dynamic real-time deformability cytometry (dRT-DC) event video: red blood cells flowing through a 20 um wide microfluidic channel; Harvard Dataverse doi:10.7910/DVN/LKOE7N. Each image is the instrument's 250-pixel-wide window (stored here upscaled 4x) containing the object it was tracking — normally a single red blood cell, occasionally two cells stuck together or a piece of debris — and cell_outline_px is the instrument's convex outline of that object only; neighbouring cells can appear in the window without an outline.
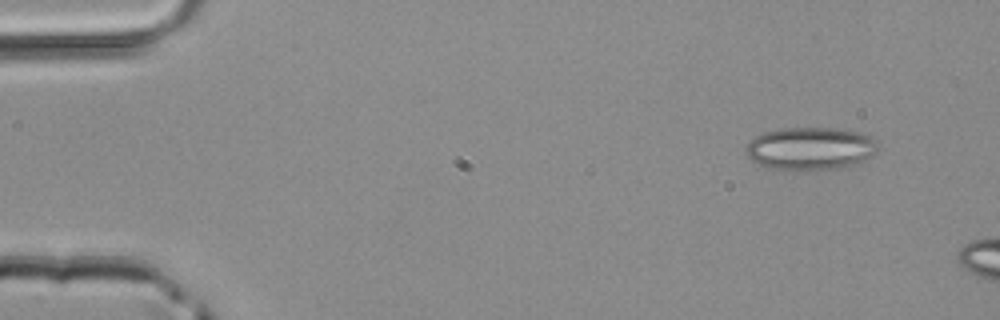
{"species": "common noctule bat (a hibernating species)", "species_latin": "Nyctalus noctula", "temperature_condition": "room temperature", "stored_images_in_passage": 42, "camera_frame_rate_fps": 3000, "um_per_image_px": 0.085, "animal": {"sex": "male", "body_mass_g": 20.4}, "frame": {"image": 1, "passage_image": 1, "time_ms": 0.0, "image_size_px": [1000, 320], "cell_outline_px": [[876, 152], [872, 156], [864, 160], [840, 168], [768, 168], [756, 164], [748, 156], [748, 140], [764, 132], [780, 128], [832, 128], [856, 132], [872, 136], [876, 140]], "centroid_in_image_um": [68.87, 12.59], "position_along_channel_um": 16.1, "area_um2": 32.19}}
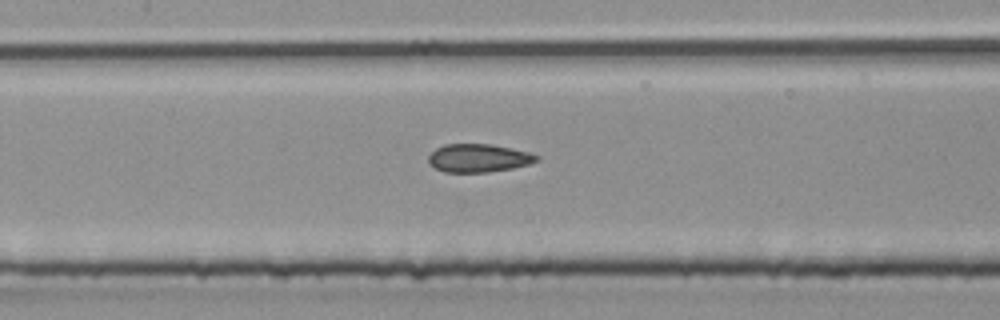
{"frame": {"image": 2, "passage_image": 19, "time_ms": 6.0, "image_size_px": [1000, 320], "cell_outline_px": [[540, 160], [528, 164], [512, 168], [488, 172], [444, 172], [428, 164], [428, 156], [436, 148], [444, 144], [492, 144], [512, 148], [528, 152], [540, 156]], "centroid_in_image_um": [40.67, 13.43], "position_along_channel_um": 166.7, "area_um2": 17.86}}
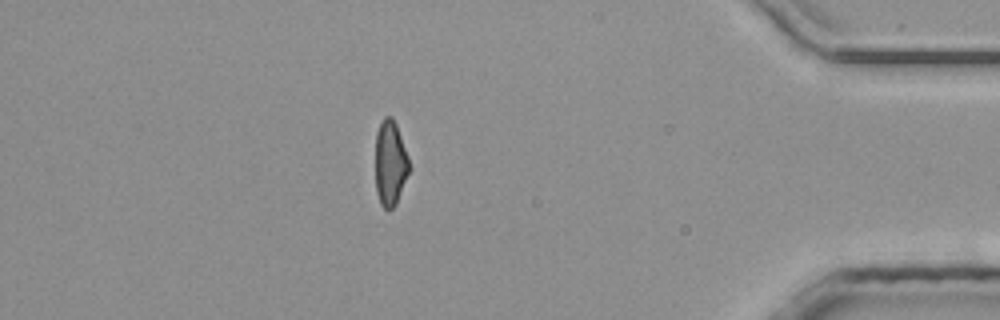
{"frame": {"image": 3, "passage_image": 38, "time_ms": 12.333, "image_size_px": [1000, 320], "cell_outline_px": [[412, 168], [396, 204], [388, 212], [380, 204], [376, 192], [376, 132], [384, 116], [392, 116], [396, 124], [408, 156]], "centroid_in_image_um": [33.19, 13.9], "position_along_channel_um": 402.0, "area_um2": 17.11}}